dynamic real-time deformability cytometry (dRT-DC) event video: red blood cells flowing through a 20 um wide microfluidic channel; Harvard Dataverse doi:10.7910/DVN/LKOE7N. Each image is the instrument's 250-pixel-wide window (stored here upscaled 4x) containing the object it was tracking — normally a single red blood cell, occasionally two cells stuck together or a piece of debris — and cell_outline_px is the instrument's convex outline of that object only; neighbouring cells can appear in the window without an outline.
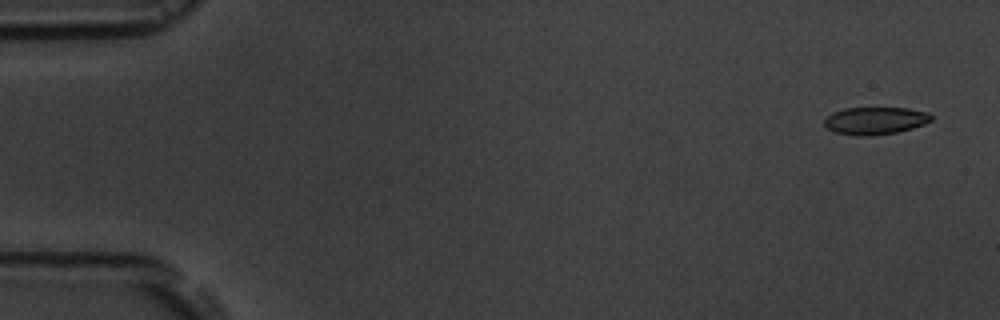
{"species": "common noctule bat (a hibernating species)", "species_latin": "Nyctalus noctula", "temperature_condition": "room temperature", "stored_images_in_passage": 4, "camera_frame_rate_fps": 3000, "um_per_image_px": 0.085, "animal": {"sex": "male", "body_mass_g": 19.5, "forearm_length_mm": 54.6}, "frame": {"image": 1, "passage_image": 1, "time_ms": 0.0, "image_size_px": [1000, 320], "cell_outline_px": [[932, 120], [924, 124], [912, 128], [896, 132], [872, 136], [856, 136], [836, 132], [828, 128], [824, 124], [824, 120], [832, 112], [844, 108], [908, 108], [928, 112], [932, 116]], "centroid_in_image_um": [74.4, 10.26], "position_along_channel_um": 10.6, "area_um2": 17.11}}
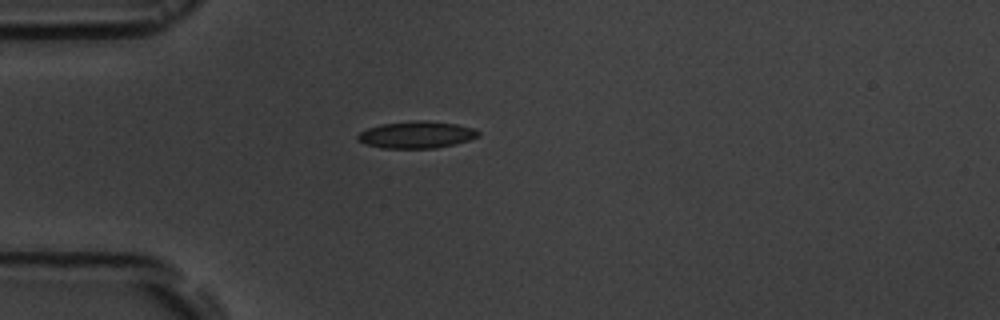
{"frame": {"image": 2, "passage_image": 4, "time_ms": 4.333, "image_size_px": [1000, 320], "cell_outline_px": [[480, 136], [456, 144], [436, 148], [380, 148], [364, 144], [356, 140], [356, 136], [360, 132], [368, 128], [380, 124], [416, 120], [424, 120], [456, 124], [476, 128], [480, 132]], "centroid_in_image_um": [35.4, 11.45], "position_along_channel_um": 49.6, "area_um2": 19.19}}